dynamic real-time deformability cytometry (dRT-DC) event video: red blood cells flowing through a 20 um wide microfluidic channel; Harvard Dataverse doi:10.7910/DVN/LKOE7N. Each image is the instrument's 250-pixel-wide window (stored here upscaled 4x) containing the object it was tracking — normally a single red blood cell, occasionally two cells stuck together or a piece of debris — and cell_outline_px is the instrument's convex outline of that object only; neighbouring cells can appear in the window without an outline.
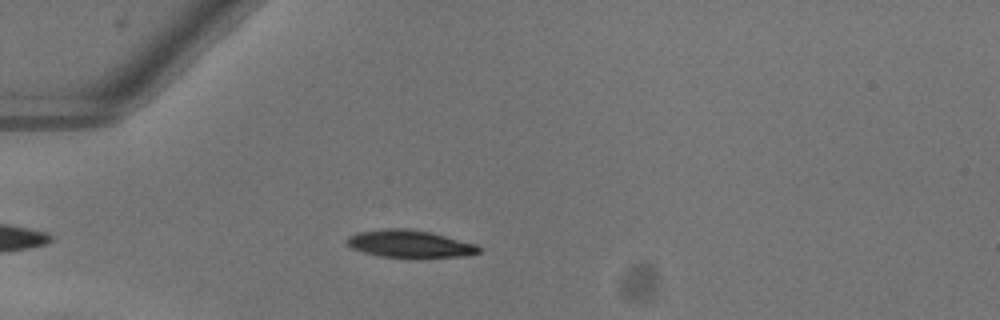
{"species": "common noctule bat (a hibernating species)", "species_latin": "Nyctalus noctula", "temperature_condition": "warm", "stored_images_in_passage": 38, "camera_frame_rate_fps": 3000, "um_per_image_px": 0.085, "animal": {"sex": "female"}, "frame": {"image": 1, "passage_image": 5, "time_ms": 1.333, "image_size_px": [1000, 320], "cell_outline_px": [[480, 252], [464, 256], [416, 260], [412, 260], [380, 256], [364, 252], [352, 248], [344, 244], [344, 240], [348, 236], [356, 232], [388, 228], [404, 228], [432, 232], [476, 244], [480, 248]], "centroid_in_image_um": [34.81, 20.76], "position_along_channel_um": 50.2, "area_um2": 22.02}}
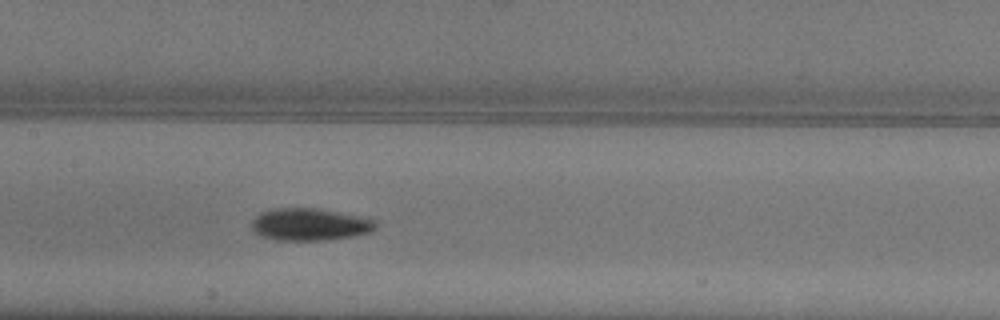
{"frame": {"image": 2, "passage_image": 16, "time_ms": 5.0, "image_size_px": [1000, 320], "cell_outline_px": [[376, 228], [372, 232], [352, 236], [324, 240], [276, 240], [260, 236], [252, 232], [252, 220], [260, 212], [272, 208], [316, 208], [376, 216]], "centroid_in_image_um": [26.42, 19.05], "position_along_channel_um": 181.0, "area_um2": 24.16}}
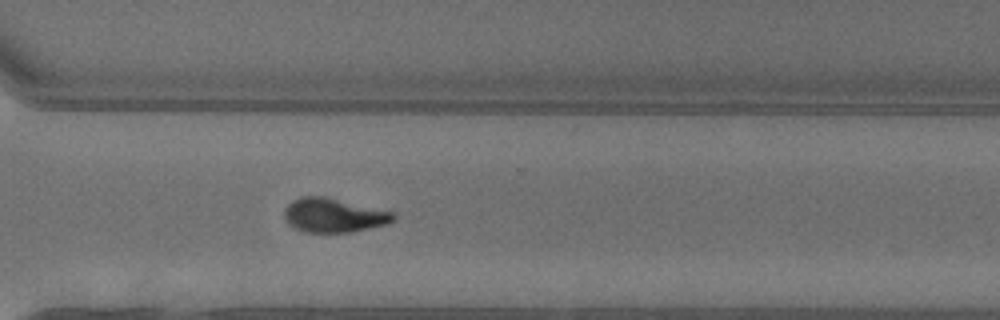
{"frame": {"image": 3, "passage_image": 28, "time_ms": 9.0, "image_size_px": [1000, 320], "cell_outline_px": [[396, 220], [388, 224], [352, 232], [304, 232], [292, 228], [284, 220], [284, 208], [292, 200], [300, 196], [324, 196], [396, 212]], "centroid_in_image_um": [28.37, 18.3], "position_along_channel_um": 342.2, "area_um2": 22.14}, "authors_computed_cell_mechanics": {"area_um2": 22.2241, "velocity_mm_per_s": 4.0447, "shape_relaxation_time_tau1_ms": 2.9271, "shape_relaxation_time_tau2_ms": null, "deformation_change_tau1": 0.1469, "deformation_change_tau2": null}}